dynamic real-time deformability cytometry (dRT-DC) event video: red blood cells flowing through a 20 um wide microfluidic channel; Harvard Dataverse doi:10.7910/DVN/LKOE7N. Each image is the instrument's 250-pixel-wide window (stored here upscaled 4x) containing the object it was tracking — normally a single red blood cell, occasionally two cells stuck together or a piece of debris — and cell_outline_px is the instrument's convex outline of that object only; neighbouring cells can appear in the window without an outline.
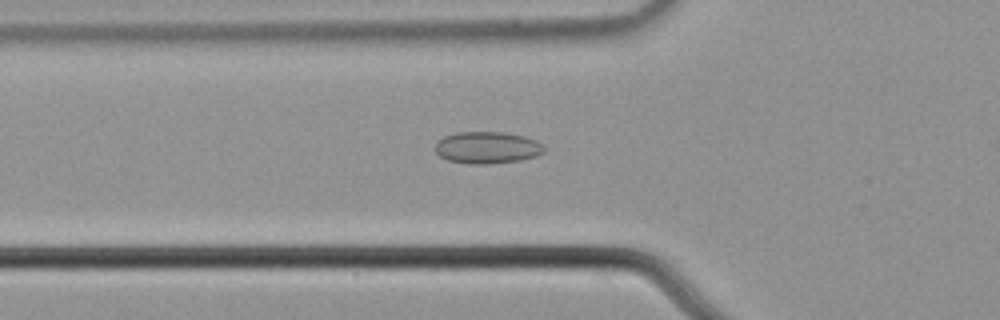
{"species": "common noctule bat (a hibernating species)", "species_latin": "Nyctalus noctula", "temperature_condition": "cold", "stored_images_in_passage": 32, "camera_frame_rate_fps": 3000, "um_per_image_px": 0.085, "animal": {"sex": "male", "body_mass_g": 21.5, "forearm_length_mm": 52.0}, "frame": {"image": 1, "passage_image": 2, "time_ms": 0.333, "image_size_px": [1000, 320], "cell_outline_px": [[544, 152], [536, 156], [520, 160], [484, 164], [468, 164], [448, 160], [440, 156], [436, 152], [436, 144], [444, 136], [456, 132], [504, 132], [524, 136], [536, 140], [544, 148]], "centroid_in_image_um": [41.41, 12.54], "position_along_channel_um": 84.4, "area_um2": 20.11}}
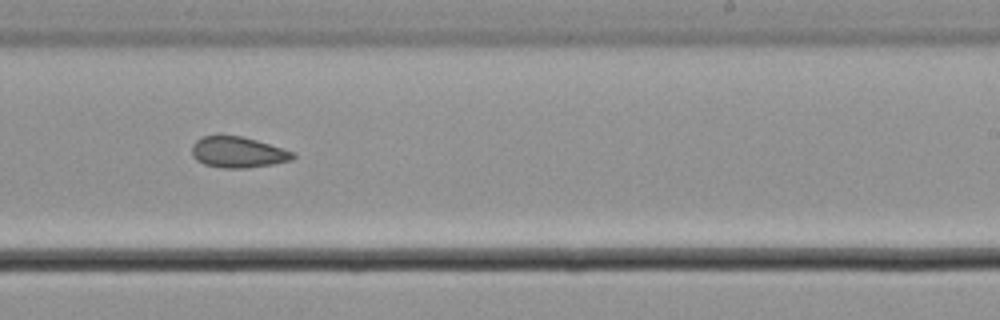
{"frame": {"image": 2, "passage_image": 17, "time_ms": 5.333, "image_size_px": [1000, 320], "cell_outline_px": [[296, 156], [292, 160], [272, 164], [244, 168], [220, 168], [204, 164], [196, 160], [192, 156], [192, 144], [196, 140], [204, 136], [244, 136], [296, 152]], "centroid_in_image_um": [20.24, 12.94], "position_along_channel_um": 268.8, "area_um2": 18.32}}
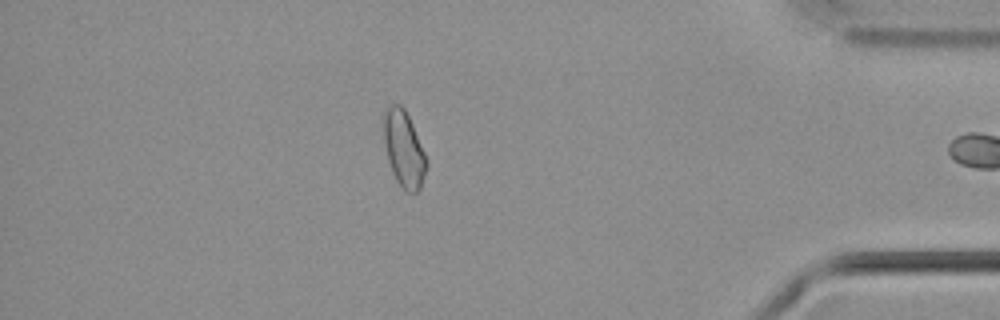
{"frame": {"image": 3, "passage_image": 31, "time_ms": 10.0, "image_size_px": [1000, 320], "cell_outline_px": [[428, 164], [420, 188], [412, 196], [404, 192], [396, 180], [392, 172], [388, 160], [384, 140], [380, 116], [392, 104], [400, 104], [404, 108], [412, 124], [428, 160]], "centroid_in_image_um": [34.31, 12.68], "position_along_channel_um": 400.9, "area_um2": 19.42}}